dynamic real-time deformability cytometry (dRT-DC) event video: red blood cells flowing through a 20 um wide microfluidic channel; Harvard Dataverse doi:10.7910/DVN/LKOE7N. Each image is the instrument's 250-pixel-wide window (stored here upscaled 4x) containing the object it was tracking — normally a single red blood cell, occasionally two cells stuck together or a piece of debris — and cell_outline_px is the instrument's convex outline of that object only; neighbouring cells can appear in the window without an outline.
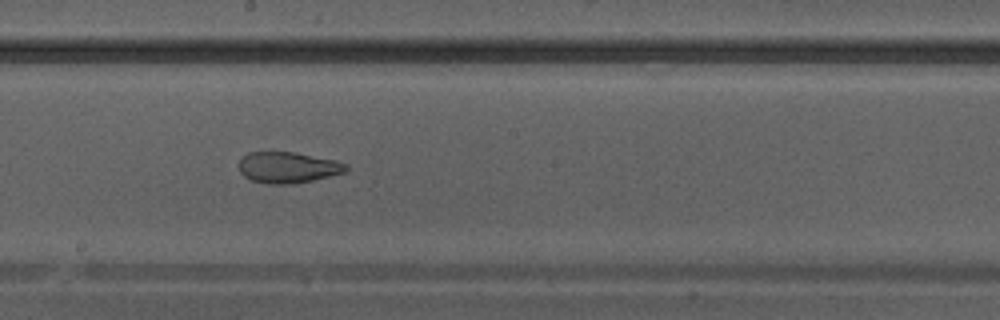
{"species": "Egyptian fruit bat (a non-hibernating species)", "species_latin": "Rousettus aegyptiacus", "temperature_condition": "warm", "stored_images_in_passage": 41, "camera_frame_rate_fps": 3000, "um_per_image_px": 0.085, "animal": {"sex": "male"}, "frame": {"image": 1, "passage_image": 24, "time_ms": 7.667, "image_size_px": [1000, 320], "cell_outline_px": [[348, 168], [344, 172], [312, 180], [288, 184], [268, 184], [252, 180], [244, 176], [240, 172], [240, 160], [248, 152], [292, 152], [336, 160], [348, 164]], "centroid_in_image_um": [24.47, 14.23], "position_along_channel_um": 223.7, "area_um2": 19.13}}